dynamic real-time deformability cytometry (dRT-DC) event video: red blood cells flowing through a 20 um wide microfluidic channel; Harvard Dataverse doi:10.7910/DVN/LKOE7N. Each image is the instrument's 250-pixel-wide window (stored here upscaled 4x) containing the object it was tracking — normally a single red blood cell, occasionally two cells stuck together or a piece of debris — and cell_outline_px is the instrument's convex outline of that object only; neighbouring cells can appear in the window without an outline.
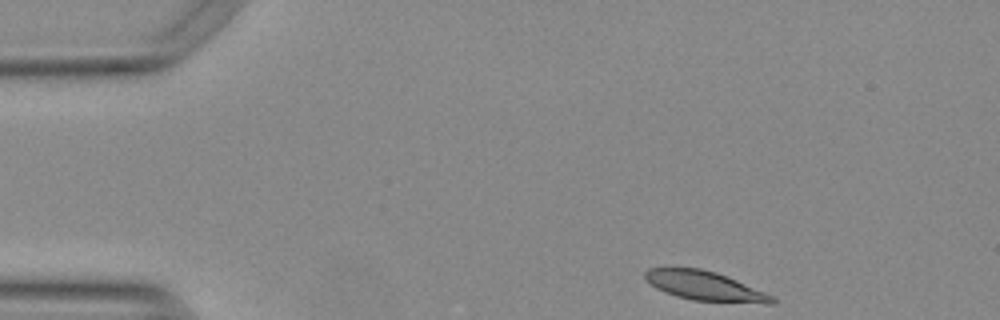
{"species": "Egyptian fruit bat (a non-hibernating species)", "species_latin": "Rousettus aegyptiacus", "temperature_condition": "warm", "stored_images_in_passage": 47, "camera_frame_rate_fps": 3000, "um_per_image_px": 0.085, "animal": {"sex": "female"}, "frame": {"image": 1, "passage_image": 1, "time_ms": 0.0, "image_size_px": [1000, 320], "cell_outline_px": [[776, 304], [768, 304], [692, 300], [676, 296], [664, 292], [656, 288], [644, 276], [644, 272], [648, 268], [700, 268], [736, 280], [764, 292], [772, 296], [776, 300]], "centroid_in_image_um": [59.91, 24.32], "position_along_channel_um": 25.1, "area_um2": 21.33}}
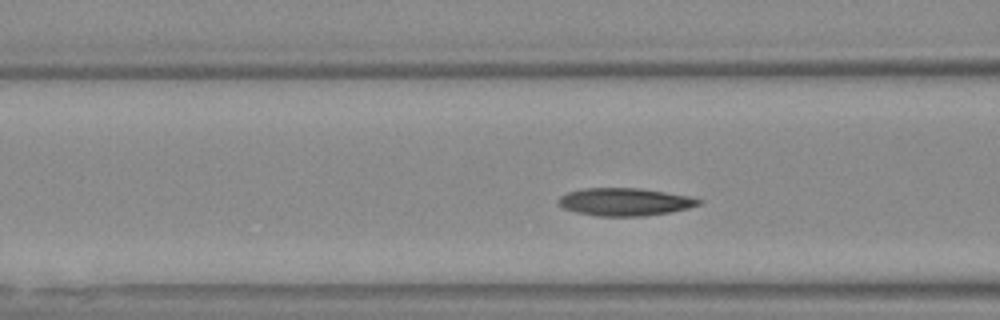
{"frame": {"image": 2, "passage_image": 14, "time_ms": 4.333, "image_size_px": [1000, 320], "cell_outline_px": [[704, 200], [700, 204], [688, 208], [672, 212], [644, 216], [596, 216], [576, 212], [564, 208], [560, 204], [560, 196], [568, 192], [584, 188], [636, 188], [664, 192], [688, 196]], "centroid_in_image_um": [53.13, 17.16], "position_along_channel_um": 113.5, "area_um2": 22.48}}
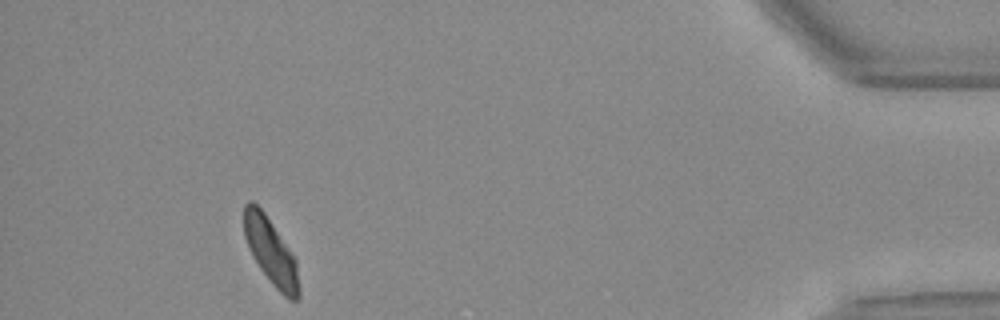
{"frame": {"image": 3, "passage_image": 43, "time_ms": 14.0, "image_size_px": [1000, 320], "cell_outline_px": [[300, 300], [288, 300], [276, 288], [260, 268], [244, 236], [244, 204], [248, 200], [252, 200], [264, 212], [296, 260], [300, 288]], "centroid_in_image_um": [23.04, 21.4], "position_along_channel_um": 412.2, "area_um2": 20.81}, "authors_computed_cell_mechanics": {"area_um2": 22.253, "velocity_mm_per_s": 3.7395, "shape_relaxation_time_tau1_ms": 3.7573, "shape_relaxation_time_tau2_ms": 2.2284, "deformation_change_tau1": 0.1333, "deformation_change_tau2": 0.0726}}